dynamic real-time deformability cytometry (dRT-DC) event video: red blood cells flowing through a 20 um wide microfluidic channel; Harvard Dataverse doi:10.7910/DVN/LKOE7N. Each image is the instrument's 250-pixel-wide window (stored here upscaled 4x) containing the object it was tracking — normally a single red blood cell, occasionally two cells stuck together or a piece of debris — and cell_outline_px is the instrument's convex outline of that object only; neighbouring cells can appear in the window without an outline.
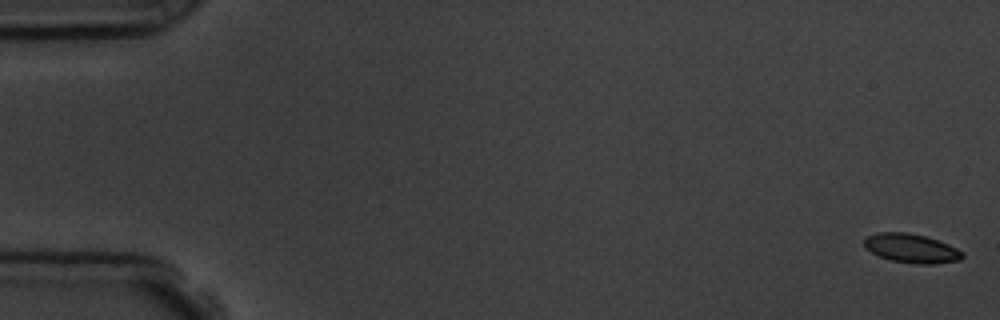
{"species": "common noctule bat (a hibernating species)", "species_latin": "Nyctalus noctula", "temperature_condition": "room temperature", "stored_images_in_passage": 7, "camera_frame_rate_fps": 3000, "um_per_image_px": 0.085, "animal": {"sex": "male", "body_mass_g": 19.5, "forearm_length_mm": 54.6}, "frame": {"image": 1, "passage_image": 1, "time_ms": 0.0, "image_size_px": [1000, 320], "cell_outline_px": [[964, 256], [960, 260], [932, 264], [916, 264], [892, 260], [880, 256], [864, 248], [864, 240], [868, 236], [876, 232], [908, 232], [924, 236], [948, 244], [964, 252]], "centroid_in_image_um": [77.46, 21.1], "position_along_channel_um": 7.5, "area_um2": 16.53}}
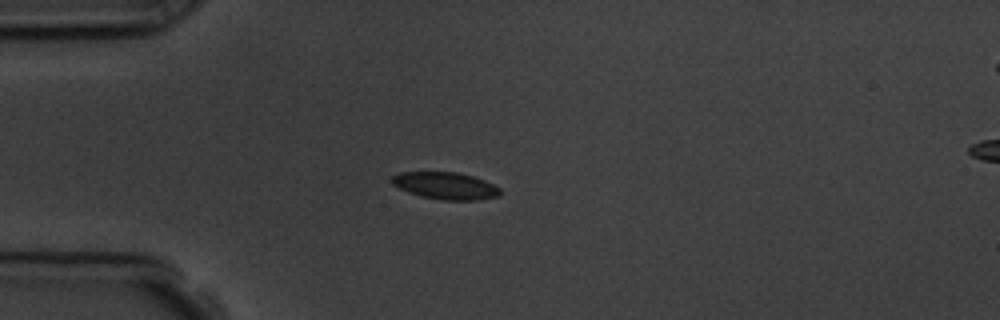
{"frame": {"image": 2, "passage_image": 5, "time_ms": 4.667, "image_size_px": [1000, 320], "cell_outline_px": [[500, 196], [476, 200], [444, 200], [420, 196], [408, 192], [392, 184], [392, 176], [400, 172], [456, 172], [472, 176], [484, 180], [500, 188]], "centroid_in_image_um": [37.87, 15.79], "position_along_channel_um": 47.1, "area_um2": 16.99}}